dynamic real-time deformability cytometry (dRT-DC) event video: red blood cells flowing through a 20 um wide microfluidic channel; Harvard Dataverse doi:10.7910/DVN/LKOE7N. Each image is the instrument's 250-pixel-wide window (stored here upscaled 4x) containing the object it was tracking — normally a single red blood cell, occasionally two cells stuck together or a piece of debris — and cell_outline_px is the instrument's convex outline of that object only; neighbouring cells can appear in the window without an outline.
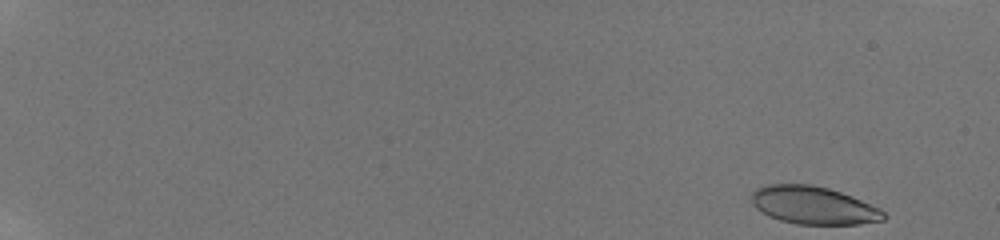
{"species": "human", "species_latin": "Homo sapiens", "temperature_condition": "room temperature", "stored_images_in_passage": 54, "camera_frame_rate_fps": 3000, "um_per_image_px": 0.085, "donor": {"sex": "male"}, "frame": {"image": 1, "passage_image": 1, "time_ms": 0.0, "image_size_px": [1000, 240], "cell_outline_px": [[888, 216], [884, 220], [860, 224], [796, 224], [780, 220], [756, 208], [752, 204], [752, 192], [756, 188], [768, 184], [812, 184], [828, 188], [852, 196], [880, 208]], "centroid_in_image_um": [69.17, 17.45], "position_along_channel_um": 15.8, "area_um2": 29.07}}
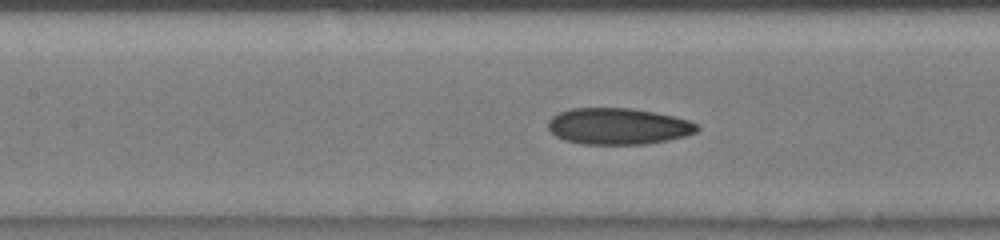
{"frame": {"image": 2, "passage_image": 27, "time_ms": 8.667, "image_size_px": [1000, 240], "cell_outline_px": [[700, 128], [696, 132], [688, 136], [668, 140], [644, 144], [580, 144], [564, 140], [556, 136], [548, 128], [548, 120], [552, 116], [560, 112], [572, 108], [632, 108], [672, 116], [688, 120], [696, 124]], "centroid_in_image_um": [52.53, 10.74], "position_along_channel_um": 154.9, "area_um2": 31.62}}
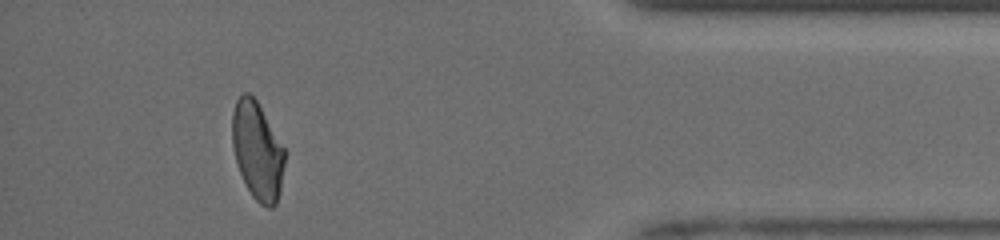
{"frame": {"image": 3, "passage_image": 49, "time_ms": 16.0, "image_size_px": [1000, 240], "cell_outline_px": [[284, 164], [280, 188], [276, 204], [272, 208], [268, 208], [260, 204], [252, 196], [240, 172], [236, 160], [232, 144], [232, 112], [236, 100], [244, 92], [248, 92], [256, 100], [284, 148]], "centroid_in_image_um": [21.86, 12.81], "position_along_channel_um": 413.3, "area_um2": 29.42}, "authors_computed_cell_mechanics": {"area_um2": 31.0386, "velocity_mm_per_s": 3.956, "shape_relaxation_time_tau1_ms": null, "shape_relaxation_time_tau2_ms": 1.8401, "deformation_change_tau1": null, "deformation_change_tau2": 0.0821}}